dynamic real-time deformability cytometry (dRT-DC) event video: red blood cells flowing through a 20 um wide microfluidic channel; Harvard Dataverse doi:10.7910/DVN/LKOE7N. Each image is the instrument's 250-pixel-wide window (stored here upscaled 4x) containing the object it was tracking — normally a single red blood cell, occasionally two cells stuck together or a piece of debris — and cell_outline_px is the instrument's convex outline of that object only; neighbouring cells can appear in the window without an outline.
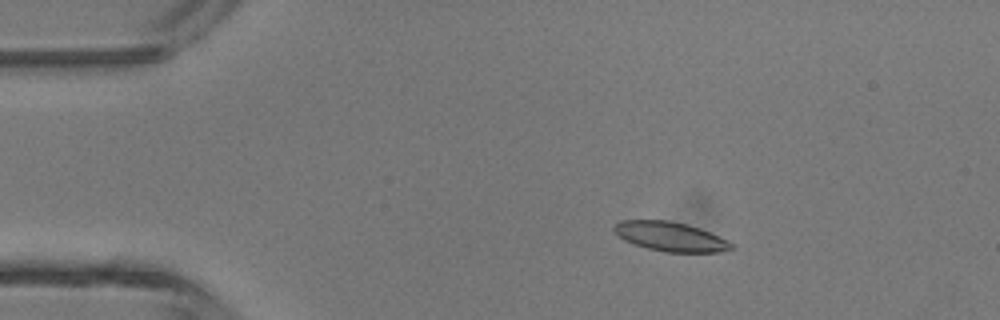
{"species": "common noctule bat (a hibernating species)", "species_latin": "Nyctalus noctula", "temperature_condition": "room temperature", "stored_images_in_passage": 3, "camera_frame_rate_fps": 3000, "um_per_image_px": 0.085, "animal": {"sex": "male", "body_mass_g": 13.3}, "frame": {"image": 1, "passage_image": 2, "time_ms": 0.333, "image_size_px": [1000, 320], "cell_outline_px": [[736, 248], [720, 252], [664, 252], [648, 248], [624, 240], [612, 232], [612, 228], [620, 220], [668, 220], [688, 224], [700, 228], [728, 240]], "centroid_in_image_um": [56.98, 20.1], "position_along_channel_um": 28.0, "area_um2": 20.17}}